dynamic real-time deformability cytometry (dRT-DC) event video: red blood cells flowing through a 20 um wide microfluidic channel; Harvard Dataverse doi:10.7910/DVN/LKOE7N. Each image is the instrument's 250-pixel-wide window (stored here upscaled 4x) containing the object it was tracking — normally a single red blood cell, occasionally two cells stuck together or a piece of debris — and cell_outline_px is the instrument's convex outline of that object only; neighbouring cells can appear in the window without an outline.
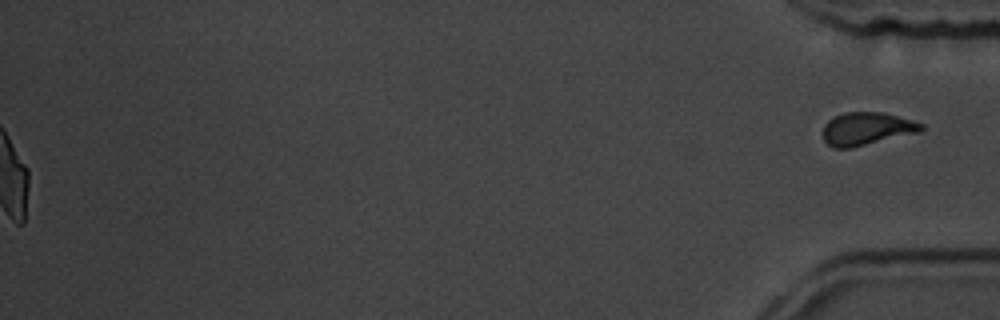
{"species": "common noctule bat (a hibernating species)", "species_latin": "Nyctalus noctula", "temperature_condition": "room temperature", "stored_images_in_passage": 57, "segment_of_instrument_passage": [2, 2], "camera_frame_rate_fps": 3000, "um_per_image_px": 0.085, "animal": {"sex": "male", "body_mass_g": 19.5, "forearm_length_mm": 54.6}, "frame": {"image": 1, "passage_image": 57, "time_ms": 18.667, "image_size_px": [1000, 320], "cell_outline_px": [[924, 128], [920, 132], [852, 148], [832, 148], [824, 140], [824, 124], [832, 116], [844, 112], [884, 112], [912, 120], [924, 124]], "centroid_in_image_um": [73.67, 10.94], "position_along_channel_um": 361.5, "area_um2": 19.02}}